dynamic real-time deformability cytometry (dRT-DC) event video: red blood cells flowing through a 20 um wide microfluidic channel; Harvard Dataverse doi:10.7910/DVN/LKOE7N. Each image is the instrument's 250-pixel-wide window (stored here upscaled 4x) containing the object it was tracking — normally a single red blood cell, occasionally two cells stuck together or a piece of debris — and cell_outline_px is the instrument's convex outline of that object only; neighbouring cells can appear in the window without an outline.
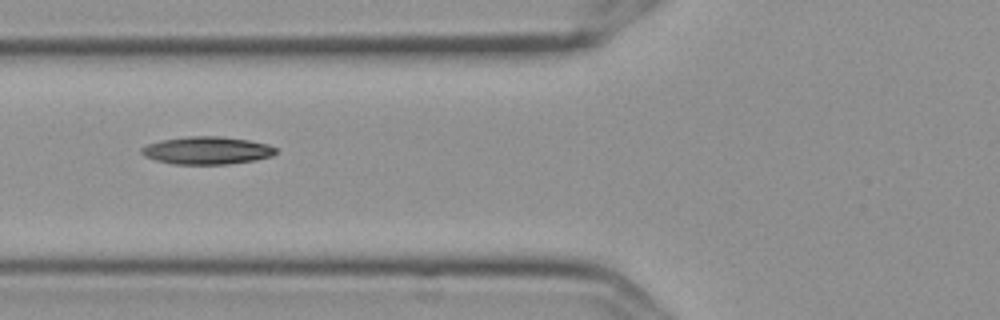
{"species": "Egyptian fruit bat (a non-hibernating species)", "species_latin": "Rousettus aegyptiacus", "temperature_condition": "cold", "stored_images_in_passage": 11, "camera_frame_rate_fps": 3000, "um_per_image_px": 0.085, "frame": {"image": 1, "passage_image": 7, "time_ms": 2.0, "image_size_px": [1000, 320], "cell_outline_px": [[276, 152], [272, 156], [256, 160], [228, 164], [176, 164], [156, 160], [144, 156], [140, 152], [140, 148], [148, 144], [160, 140], [188, 136], [220, 136], [248, 140], [268, 144], [276, 148]], "centroid_in_image_um": [17.59, 12.78], "position_along_channel_um": 108.2, "area_um2": 21.68}}
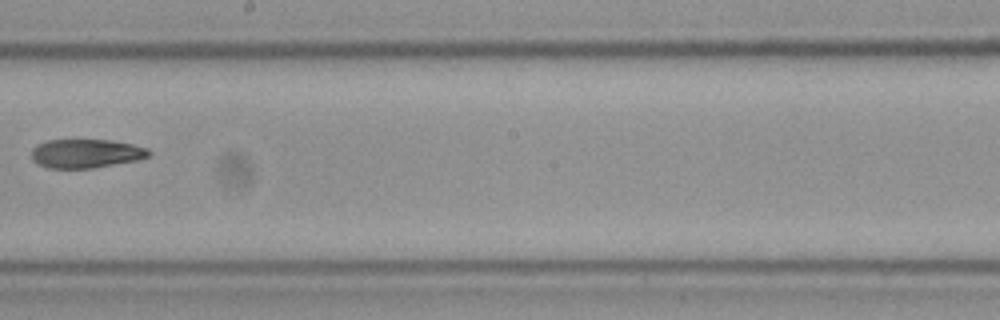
{"frame": {"image": 2, "passage_image": 10, "time_ms": 3.0, "image_size_px": [1000, 320], "cell_outline_px": [[152, 152], [148, 156], [140, 160], [92, 168], [48, 168], [32, 160], [32, 148], [36, 144], [48, 140], [112, 140], [132, 144], [148, 148]], "centroid_in_image_um": [7.33, 13.04], "position_along_channel_um": 240.9, "area_um2": 19.83}}
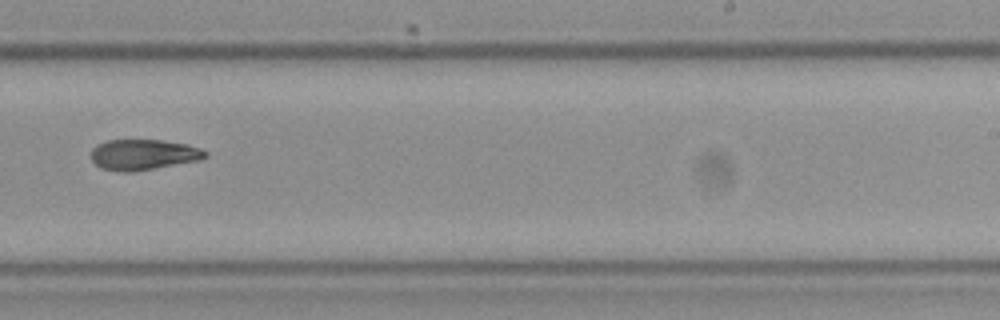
{"frame": {"image": 3, "passage_image": 11, "time_ms": 3.333, "image_size_px": [1000, 320], "cell_outline_px": [[208, 156], [200, 160], [128, 172], [120, 172], [100, 168], [92, 160], [92, 148], [96, 144], [104, 140], [160, 140], [188, 144], [200, 148], [208, 152]], "centroid_in_image_um": [12.17, 13.13], "position_along_channel_um": 276.8, "area_um2": 20.35}}